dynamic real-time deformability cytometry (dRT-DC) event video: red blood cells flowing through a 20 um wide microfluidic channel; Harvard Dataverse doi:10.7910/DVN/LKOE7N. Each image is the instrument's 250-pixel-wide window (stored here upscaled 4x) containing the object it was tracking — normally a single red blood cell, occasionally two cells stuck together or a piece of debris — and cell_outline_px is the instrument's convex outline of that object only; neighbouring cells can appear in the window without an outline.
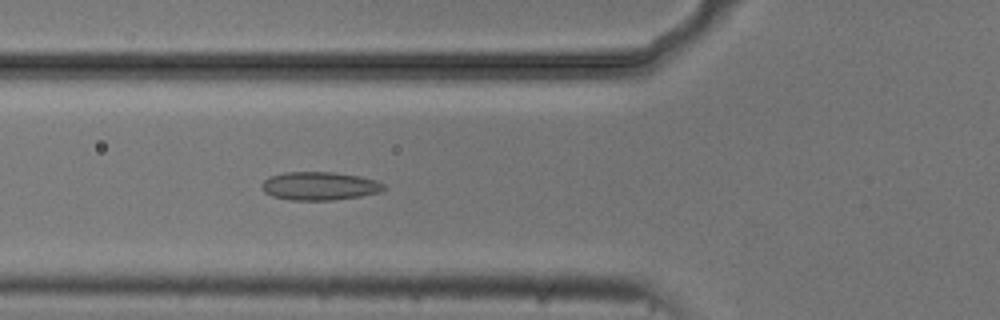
{"species": "common noctule bat (a hibernating species)", "species_latin": "Nyctalus noctula", "temperature_condition": "cold", "stored_images_in_passage": 49, "camera_frame_rate_fps": 3000, "um_per_image_px": 0.085, "animal": {"sex": "male", "body_mass_g": 20.5, "forearm_length_mm": 52.5}, "frame": {"image": 1, "passage_image": 15, "time_ms": 4.667, "image_size_px": [1000, 320], "cell_outline_px": [[384, 188], [380, 192], [360, 196], [332, 200], [288, 200], [272, 196], [264, 192], [260, 188], [260, 184], [268, 176], [284, 172], [332, 172], [360, 176], [376, 180], [384, 184]], "centroid_in_image_um": [27.1, 15.8], "position_along_channel_um": 98.7, "area_um2": 20.29}}
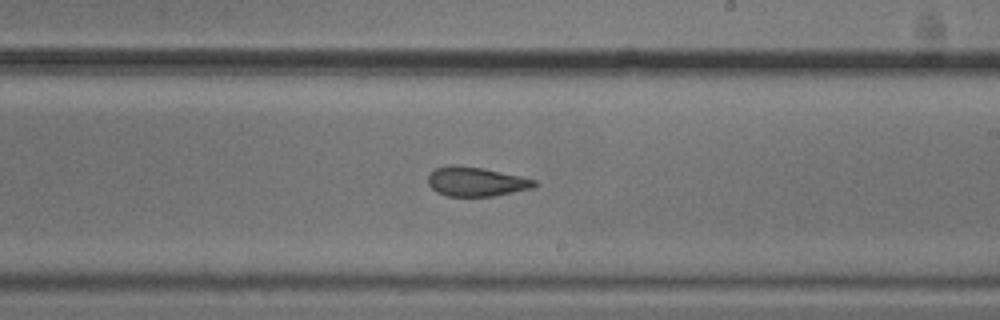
{"frame": {"image": 2, "passage_image": 27, "time_ms": 8.667, "image_size_px": [1000, 320], "cell_outline_px": [[536, 188], [492, 196], [448, 196], [436, 192], [428, 184], [428, 176], [436, 168], [448, 164], [460, 164], [484, 168], [520, 176], [536, 180]], "centroid_in_image_um": [40.46, 15.42], "position_along_channel_um": 248.5, "area_um2": 18.38}}
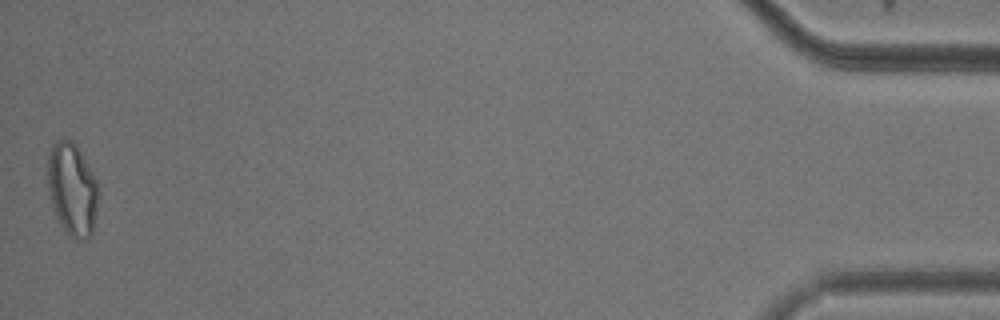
{"frame": {"image": 3, "passage_image": 49, "time_ms": 16.0, "image_size_px": [1000, 320], "cell_outline_px": [[100, 188], [92, 236], [88, 240], [76, 240], [68, 236], [64, 232], [56, 216], [52, 204], [48, 188], [48, 156], [52, 144], [56, 140], [64, 136], [72, 140], [76, 144], [92, 172]], "centroid_in_image_um": [6.15, 16.1], "position_along_channel_um": 429.0, "area_um2": 27.98}, "authors_computed_cell_mechanics": {"area_um2": 20.2878, "velocity_mm_per_s": 3.7431, "shape_relaxation_time_tau1_ms": null, "shape_relaxation_time_tau2_ms": 2.2207, "deformation_change_tau1": null, "deformation_change_tau2": 0.0915}}